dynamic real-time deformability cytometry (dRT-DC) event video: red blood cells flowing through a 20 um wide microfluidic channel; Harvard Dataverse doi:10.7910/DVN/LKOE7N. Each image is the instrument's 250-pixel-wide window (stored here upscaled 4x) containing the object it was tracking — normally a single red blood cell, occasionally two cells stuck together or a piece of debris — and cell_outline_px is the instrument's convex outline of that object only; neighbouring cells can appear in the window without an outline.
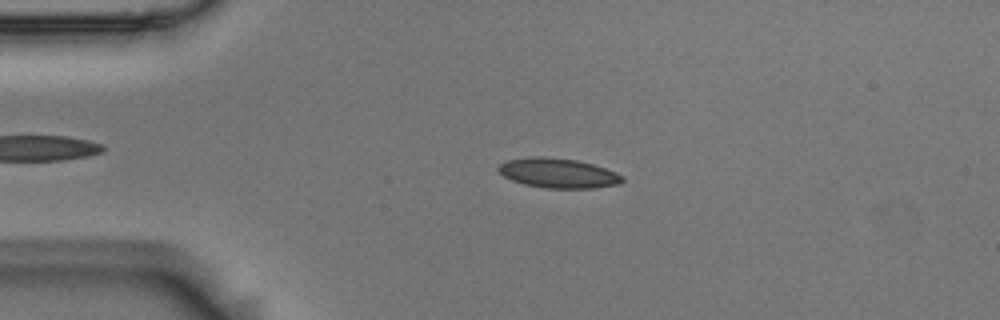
{"species": "Egyptian fruit bat (a non-hibernating species)", "species_latin": "Rousettus aegyptiacus", "temperature_condition": "room temperature", "stored_images_in_passage": 53, "camera_frame_rate_fps": 3000, "um_per_image_px": 0.085, "animal": {"sex": "male"}, "frame": {"image": 1, "passage_image": 11, "time_ms": 3.333, "image_size_px": [1000, 320], "cell_outline_px": [[624, 180], [620, 184], [592, 188], [544, 188], [524, 184], [512, 180], [504, 176], [496, 168], [500, 164], [508, 160], [532, 156], [540, 156], [576, 160], [592, 164], [616, 172], [624, 176]], "centroid_in_image_um": [47.45, 14.72], "position_along_channel_um": 37.6, "area_um2": 21.39}}
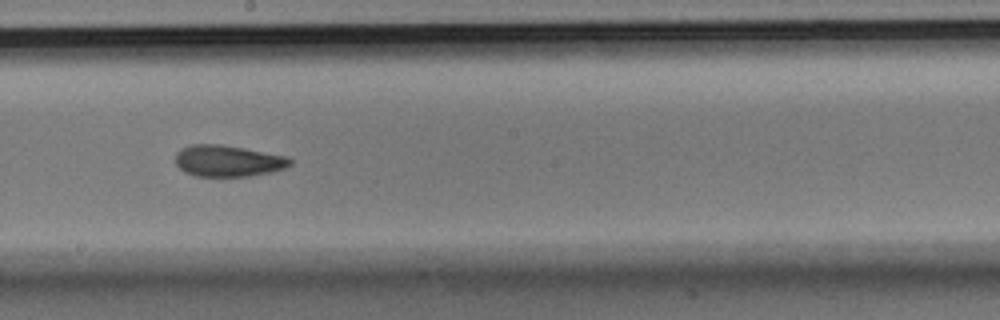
{"frame": {"image": 2, "passage_image": 29, "time_ms": 9.333, "image_size_px": [1000, 320], "cell_outline_px": [[292, 164], [284, 168], [272, 172], [248, 176], [196, 176], [184, 172], [176, 164], [176, 152], [180, 148], [192, 144], [220, 144], [244, 148], [288, 156], [292, 160]], "centroid_in_image_um": [19.38, 13.67], "position_along_channel_um": 228.8, "area_um2": 21.1}}
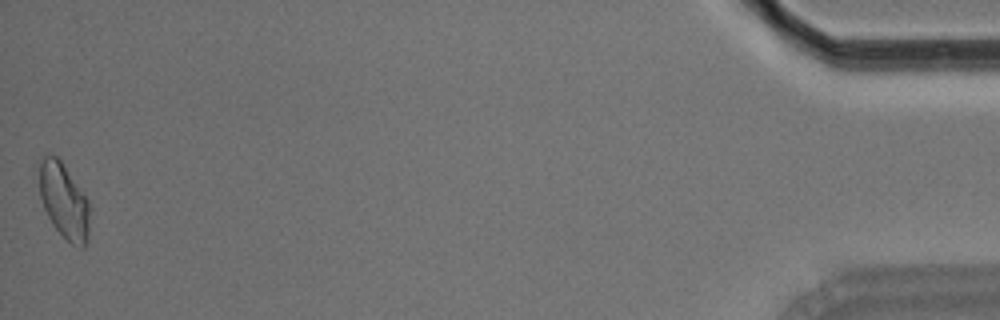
{"frame": {"image": 3, "passage_image": 53, "time_ms": 17.333, "image_size_px": [1000, 320], "cell_outline_px": [[92, 208], [88, 240], [84, 248], [80, 248], [72, 244], [52, 224], [44, 208], [40, 196], [40, 164], [44, 156], [48, 152], [56, 156], [60, 160], [88, 200]], "centroid_in_image_um": [5.49, 17.12], "position_along_channel_um": 429.7, "area_um2": 22.2}, "authors_computed_cell_mechanics": {"area_um2": 21.2704, "velocity_mm_per_s": 3.7036, "shape_relaxation_time_tau1_ms": 9.8769, "shape_relaxation_time_tau2_ms": 3.1049, "deformation_change_tau1": 0.1838, "deformation_change_tau2": 0.0819}}